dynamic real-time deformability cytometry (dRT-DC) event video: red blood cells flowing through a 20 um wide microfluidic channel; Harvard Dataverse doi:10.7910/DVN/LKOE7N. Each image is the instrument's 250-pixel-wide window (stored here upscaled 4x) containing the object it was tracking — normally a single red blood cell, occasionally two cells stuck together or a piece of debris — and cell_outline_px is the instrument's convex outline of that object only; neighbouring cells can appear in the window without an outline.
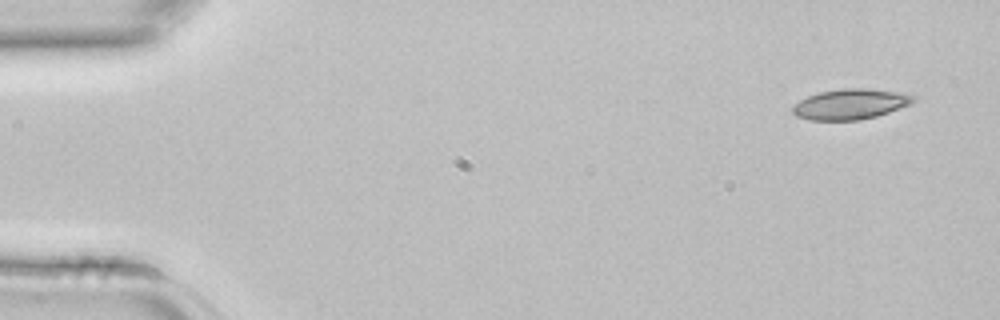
{"species": "common noctule bat (a hibernating species)", "species_latin": "Nyctalus noctula", "temperature_condition": "room temperature", "stored_images_in_passage": 3, "camera_frame_rate_fps": 3000, "um_per_image_px": 0.085, "animal": {"sex": "female", "body_mass_g": 22.7, "forearm_length_mm": 54.2}, "frame": {"image": 1, "passage_image": 1, "time_ms": 0.0, "image_size_px": [1000, 320], "cell_outline_px": [[916, 100], [912, 104], [876, 116], [860, 120], [808, 120], [796, 116], [792, 112], [792, 108], [800, 100], [808, 96], [820, 92], [840, 88], [872, 88], [904, 92], [916, 96]], "centroid_in_image_um": [72.34, 8.84], "position_along_channel_um": 12.7, "area_um2": 21.68}}
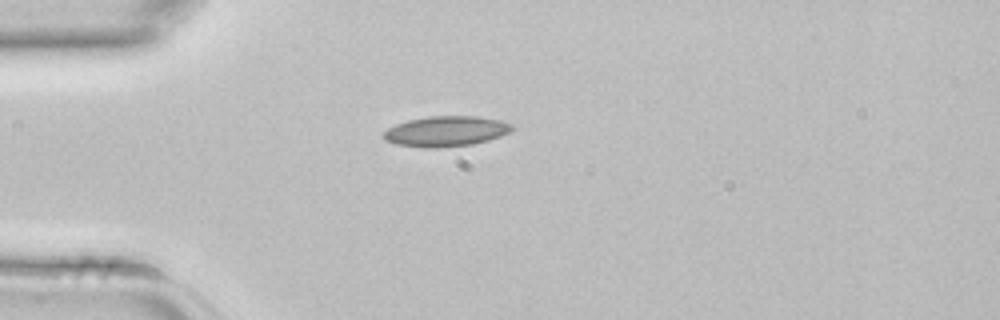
{"frame": {"image": 2, "passage_image": 3, "time_ms": 0.667, "image_size_px": [1000, 320], "cell_outline_px": [[516, 128], [500, 136], [488, 140], [472, 144], [440, 148], [424, 148], [396, 144], [384, 140], [384, 132], [388, 128], [396, 124], [408, 120], [428, 116], [476, 116], [500, 120], [512, 124]], "centroid_in_image_um": [37.91, 11.16], "position_along_channel_um": 47.1, "area_um2": 22.77}}